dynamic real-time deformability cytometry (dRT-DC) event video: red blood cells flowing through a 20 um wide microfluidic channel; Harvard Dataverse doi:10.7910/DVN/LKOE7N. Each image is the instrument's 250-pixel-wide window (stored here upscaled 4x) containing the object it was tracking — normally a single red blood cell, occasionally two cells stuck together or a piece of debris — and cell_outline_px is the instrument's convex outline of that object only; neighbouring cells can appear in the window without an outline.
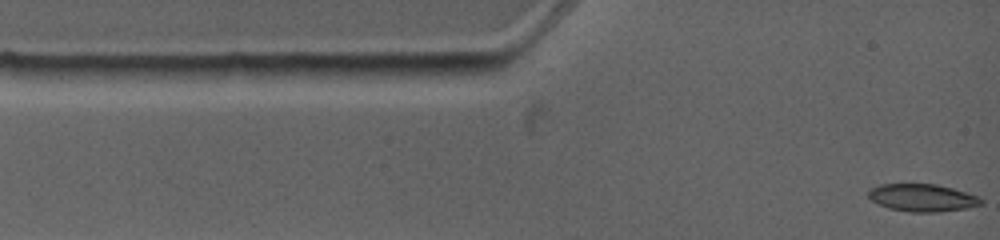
{"species": "common noctule bat (a hibernating species)", "species_latin": "Nyctalus noctula", "temperature_condition": "warm", "stored_images_in_passage": 8, "segment_of_instrument_passage": [1, 2], "camera_frame_rate_fps": 4500, "um_per_image_px": 0.085, "animal": {"sex": "female", "body_mass_g": 19.0, "forearm_length_mm": 53.3}, "frame": {"image": 1, "passage_image": 1, "time_ms": 0.0, "image_size_px": [1000, 240], "cell_outline_px": [[984, 204], [968, 208], [940, 212], [912, 212], [888, 208], [872, 200], [868, 196], [868, 188], [880, 184], [936, 184], [952, 188], [980, 196], [984, 200]], "centroid_in_image_um": [78.44, 16.81], "position_along_channel_um": 6.6, "area_um2": 18.26}}
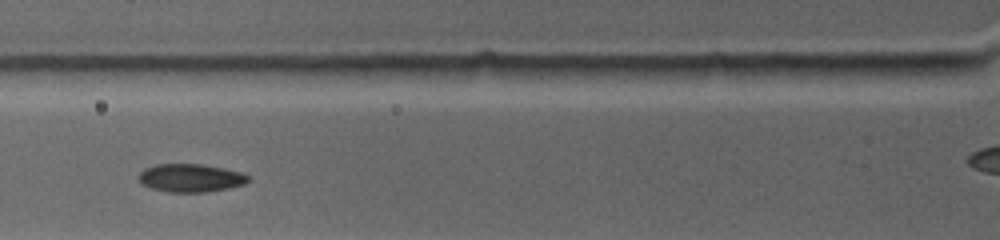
{"frame": {"image": 2, "passage_image": 5, "time_ms": 3.778, "image_size_px": [1000, 240], "cell_outline_px": [[252, 180], [244, 184], [228, 188], [208, 192], [168, 192], [152, 188], [140, 184], [140, 172], [144, 168], [156, 164], [200, 164], [224, 168], [240, 172], [248, 176]], "centroid_in_image_um": [16.21, 15.13], "position_along_channel_um": 109.6, "area_um2": 17.98}}
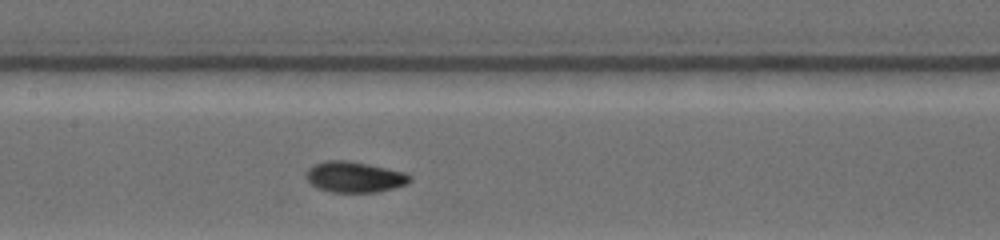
{"frame": {"image": 3, "passage_image": 7, "time_ms": 5.556, "image_size_px": [1000, 240], "cell_outline_px": [[412, 180], [408, 184], [396, 188], [376, 192], [332, 192], [316, 188], [308, 184], [304, 176], [308, 168], [316, 164], [328, 160], [348, 160], [368, 164], [404, 172], [412, 176]], "centroid_in_image_um": [30.12, 15.05], "position_along_channel_um": 177.3, "area_um2": 18.9}}